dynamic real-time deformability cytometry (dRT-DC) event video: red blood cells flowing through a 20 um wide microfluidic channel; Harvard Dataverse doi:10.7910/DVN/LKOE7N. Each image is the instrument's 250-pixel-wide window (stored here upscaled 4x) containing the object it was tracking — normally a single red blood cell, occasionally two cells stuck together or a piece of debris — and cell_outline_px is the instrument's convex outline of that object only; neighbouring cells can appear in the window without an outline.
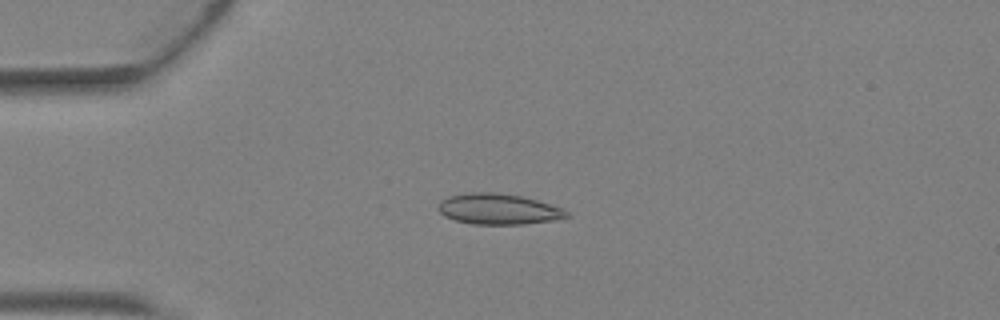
{"species": "Egyptian fruit bat (a non-hibernating species)", "species_latin": "Rousettus aegyptiacus", "temperature_condition": "warm", "stored_images_in_passage": 3, "camera_frame_rate_fps": 3000, "um_per_image_px": 0.085, "animal": {"sex": "female"}, "frame": {"image": 1, "passage_image": 3, "time_ms": 0.667, "image_size_px": [1000, 320], "cell_outline_px": [[568, 216], [560, 220], [524, 224], [472, 224], [456, 220], [444, 216], [436, 208], [440, 200], [448, 196], [464, 192], [496, 192], [520, 196], [536, 200], [564, 208], [568, 212]], "centroid_in_image_um": [42.35, 17.77], "position_along_channel_um": 42.6, "area_um2": 23.29}}